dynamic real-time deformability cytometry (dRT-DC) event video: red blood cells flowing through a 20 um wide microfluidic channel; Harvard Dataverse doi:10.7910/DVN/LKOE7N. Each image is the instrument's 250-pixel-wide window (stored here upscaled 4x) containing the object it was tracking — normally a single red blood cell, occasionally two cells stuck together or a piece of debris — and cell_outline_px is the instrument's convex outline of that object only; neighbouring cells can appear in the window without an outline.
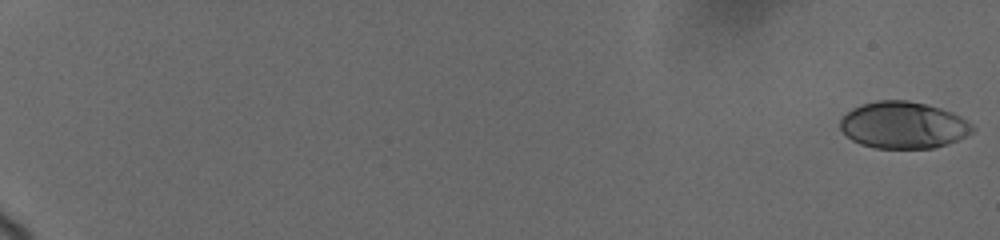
{"species": "human", "species_latin": "Homo sapiens", "temperature_condition": "cold", "stored_images_in_passage": 29, "camera_frame_rate_fps": 3000, "um_per_image_px": 0.085, "donor": {"sex": "female"}, "frame": {"image": 1, "passage_image": 1, "time_ms": 0.0, "image_size_px": [1000, 240], "cell_outline_px": [[976, 128], [972, 132], [948, 144], [932, 148], [876, 148], [860, 144], [852, 140], [840, 128], [840, 120], [852, 108], [876, 100], [908, 100], [940, 108], [952, 112], [968, 120]], "centroid_in_image_um": [76.8, 10.63], "position_along_channel_um": 8.2, "area_um2": 35.95}}
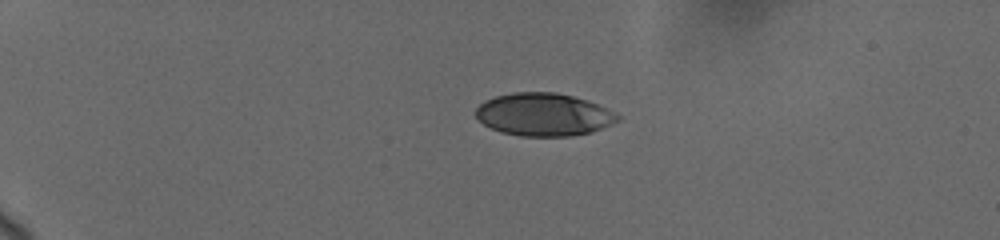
{"frame": {"image": 2, "passage_image": 21, "time_ms": 5.0, "image_size_px": [1000, 240], "cell_outline_px": [[620, 116], [616, 120], [600, 128], [588, 132], [568, 136], [520, 136], [500, 132], [476, 120], [476, 108], [484, 100], [496, 96], [512, 92], [556, 92], [572, 96], [596, 104]], "centroid_in_image_um": [46.11, 9.73], "position_along_channel_um": 38.9, "area_um2": 34.85}}